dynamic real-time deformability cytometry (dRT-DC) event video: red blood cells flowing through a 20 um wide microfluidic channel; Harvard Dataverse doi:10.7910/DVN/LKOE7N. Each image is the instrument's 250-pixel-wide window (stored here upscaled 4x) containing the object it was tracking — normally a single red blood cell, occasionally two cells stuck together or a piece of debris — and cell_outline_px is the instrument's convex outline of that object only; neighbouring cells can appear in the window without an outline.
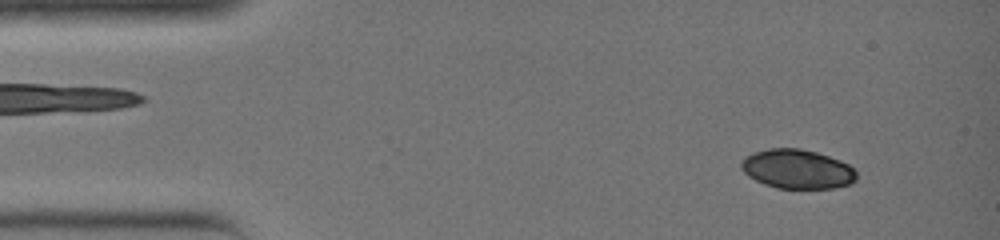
{"species": "common noctule bat (a hibernating species)", "species_latin": "Nyctalus noctula", "temperature_condition": "warm", "stored_images_in_passage": 35, "camera_frame_rate_fps": 3000, "um_per_image_px": 0.085, "animal": {"sex": "female", "body_mass_g": 19.0, "forearm_length_mm": 51.5}, "frame": {"image": 1, "passage_image": 3, "time_ms": 0.667, "image_size_px": [1000, 240], "cell_outline_px": [[856, 180], [852, 184], [836, 188], [776, 188], [764, 184], [748, 176], [740, 168], [740, 160], [752, 152], [768, 148], [800, 148], [816, 152], [840, 160], [848, 164], [856, 172]], "centroid_in_image_um": [67.74, 14.37], "position_along_channel_um": 17.3, "area_um2": 26.59}}
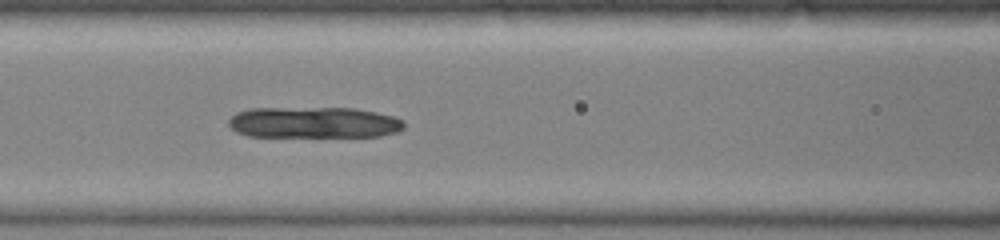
{"frame": {"image": 2, "passage_image": 15, "time_ms": 4.667, "image_size_px": [1000, 240], "cell_outline_px": [[404, 128], [396, 132], [380, 136], [248, 136], [236, 132], [228, 124], [228, 120], [236, 112], [252, 108], [356, 108], [376, 112], [392, 116], [404, 120]], "centroid_in_image_um": [26.67, 10.4], "position_along_channel_um": 139.9, "area_um2": 31.85}}
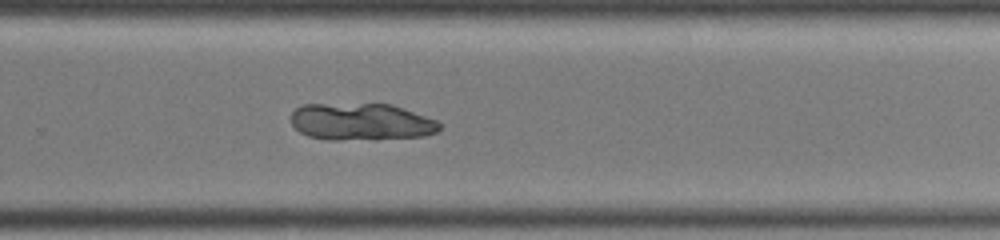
{"frame": {"image": 3, "passage_image": 24, "time_ms": 7.667, "image_size_px": [1000, 240], "cell_outline_px": [[440, 128], [436, 132], [424, 136], [376, 140], [328, 140], [308, 136], [300, 132], [292, 124], [292, 112], [296, 108], [304, 104], [392, 104], [436, 120], [440, 124]], "centroid_in_image_um": [30.7, 10.37], "position_along_channel_um": 299.1, "area_um2": 32.31}}